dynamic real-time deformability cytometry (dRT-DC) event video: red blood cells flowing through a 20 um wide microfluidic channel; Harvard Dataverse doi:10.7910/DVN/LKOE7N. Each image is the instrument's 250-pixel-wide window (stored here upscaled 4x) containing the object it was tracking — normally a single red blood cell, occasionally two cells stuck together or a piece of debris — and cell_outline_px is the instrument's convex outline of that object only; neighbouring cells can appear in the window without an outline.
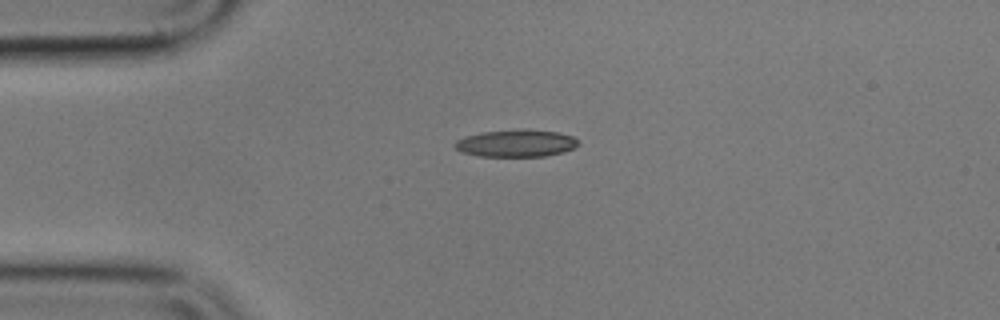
{"species": "common noctule bat (a hibernating species)", "species_latin": "Nyctalus noctula", "temperature_condition": "cold", "stored_images_in_passage": 44, "camera_frame_rate_fps": 3000, "um_per_image_px": 0.085, "animal": {"sex": "male", "body_mass_g": 17.9}, "frame": {"image": 1, "passage_image": 1, "time_ms": 0.0, "image_size_px": [1000, 320], "cell_outline_px": [[580, 144], [564, 152], [544, 156], [480, 156], [460, 152], [452, 144], [456, 140], [464, 136], [484, 132], [520, 128], [528, 128], [556, 132], [572, 136], [580, 140]], "centroid_in_image_um": [43.87, 12.16], "position_along_channel_um": 41.1, "area_um2": 19.88}}
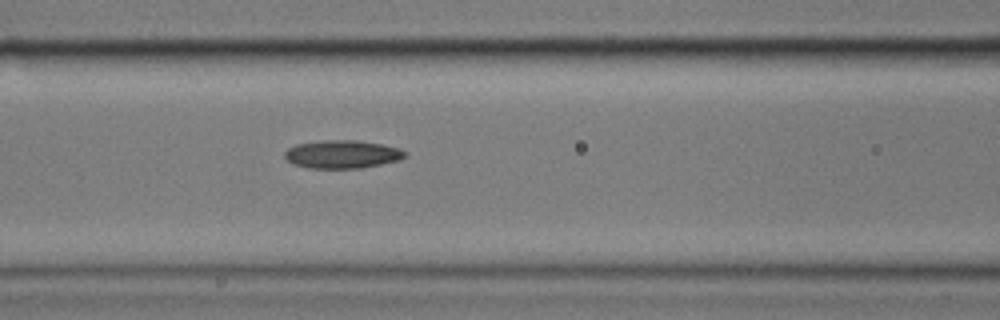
{"frame": {"image": 2, "passage_image": 11, "time_ms": 3.333, "image_size_px": [1000, 320], "cell_outline_px": [[408, 156], [400, 160], [360, 168], [308, 168], [292, 164], [284, 156], [284, 152], [288, 148], [296, 144], [324, 140], [356, 140], [384, 144], [400, 148], [408, 152]], "centroid_in_image_um": [29.12, 13.11], "position_along_channel_um": 137.5, "area_um2": 19.94}}
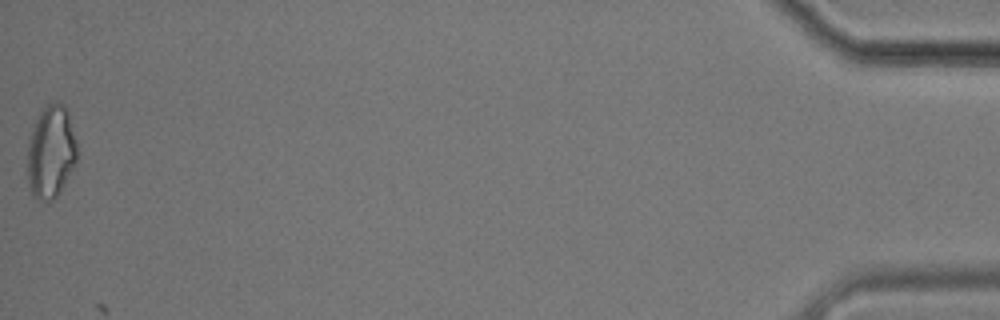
{"frame": {"image": 3, "passage_image": 44, "time_ms": 14.333, "image_size_px": [1000, 320], "cell_outline_px": [[76, 164], [60, 192], [52, 200], [40, 200], [32, 196], [28, 180], [28, 144], [36, 120], [40, 112], [48, 104], [56, 100], [64, 104], [68, 112], [76, 140]], "centroid_in_image_um": [4.35, 12.91], "position_along_channel_um": 430.9, "area_um2": 26.7}}